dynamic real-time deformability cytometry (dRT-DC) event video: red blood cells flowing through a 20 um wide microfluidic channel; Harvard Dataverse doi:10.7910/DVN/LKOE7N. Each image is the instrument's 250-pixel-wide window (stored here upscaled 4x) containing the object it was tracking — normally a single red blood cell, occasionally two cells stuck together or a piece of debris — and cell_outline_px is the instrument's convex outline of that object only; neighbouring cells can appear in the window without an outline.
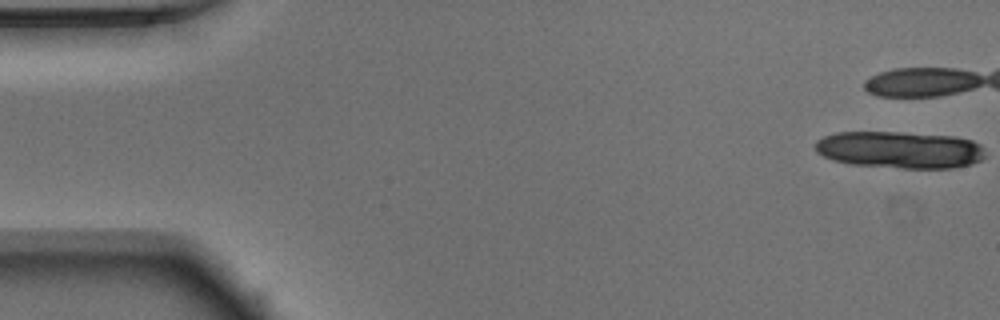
{"species": "Egyptian fruit bat (a non-hibernating species)", "species_latin": "Rousettus aegyptiacus", "temperature_condition": "warm", "stored_images_in_passage": 39, "camera_frame_rate_fps": 3000, "um_per_image_px": 0.085, "animal": {"sex": "male"}, "frame": {"image": 1, "passage_image": 1, "time_ms": 0.0, "image_size_px": [1000, 320], "cell_outline_px": [[984, 156], [980, 160], [972, 164], [952, 168], [900, 168], [848, 164], [832, 160], [816, 152], [816, 140], [824, 136], [836, 132], [900, 132], [956, 136], [972, 140], [980, 144], [984, 148]], "centroid_in_image_um": [76.49, 12.73], "position_along_channel_um": 8.5, "area_um2": 36.93}}